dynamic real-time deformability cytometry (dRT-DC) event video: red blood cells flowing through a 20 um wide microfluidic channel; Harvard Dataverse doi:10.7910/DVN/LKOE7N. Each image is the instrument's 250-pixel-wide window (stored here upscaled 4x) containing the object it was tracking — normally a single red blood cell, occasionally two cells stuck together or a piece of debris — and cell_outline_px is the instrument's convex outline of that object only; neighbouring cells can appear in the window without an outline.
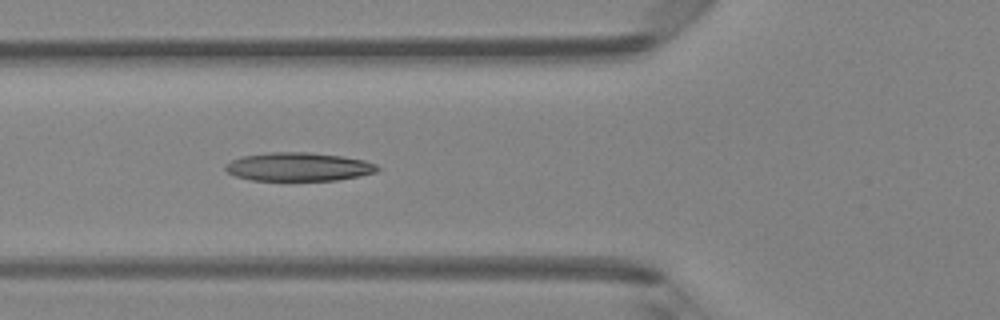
{"species": "Egyptian fruit bat (a non-hibernating species)", "species_latin": "Rousettus aegyptiacus", "temperature_condition": "room temperature", "stored_images_in_passage": 10, "camera_frame_rate_fps": 3000, "um_per_image_px": 0.085, "animal": {"sex": "female"}, "frame": {"image": 1, "passage_image": 6, "time_ms": 1.667, "image_size_px": [1000, 320], "cell_outline_px": [[380, 168], [376, 172], [360, 176], [336, 180], [248, 180], [236, 176], [228, 172], [224, 168], [224, 164], [240, 156], [268, 152], [308, 152], [340, 156], [364, 160], [376, 164]], "centroid_in_image_um": [25.34, 14.17], "position_along_channel_um": 100.5, "area_um2": 25.32}}